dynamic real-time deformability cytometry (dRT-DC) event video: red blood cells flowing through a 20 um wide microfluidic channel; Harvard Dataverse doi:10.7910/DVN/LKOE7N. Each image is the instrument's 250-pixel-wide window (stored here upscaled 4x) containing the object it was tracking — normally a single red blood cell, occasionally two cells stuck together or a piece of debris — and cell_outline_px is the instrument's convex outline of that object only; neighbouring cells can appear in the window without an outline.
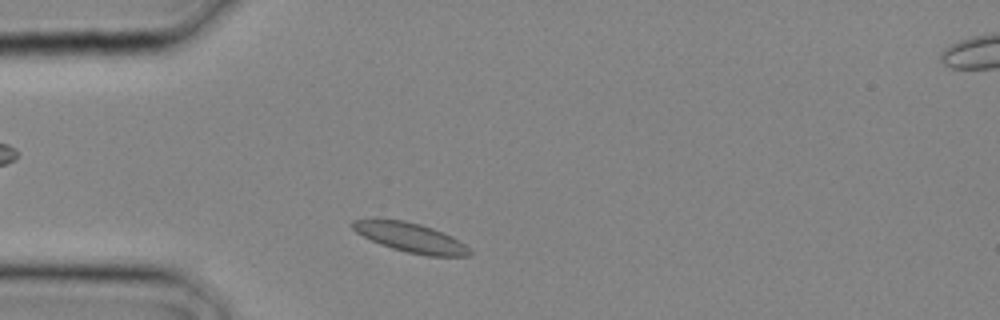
{"species": "common noctule bat (a hibernating species)", "species_latin": "Nyctalus noctula", "temperature_condition": "cold", "stored_images_in_passage": 3, "camera_frame_rate_fps": 3000, "um_per_image_px": 0.085, "animal": {"sex": "male", "body_mass_g": 20.4}, "frame": {"image": 1, "passage_image": 2, "time_ms": 0.333, "image_size_px": [1000, 320], "cell_outline_px": [[472, 256], [428, 256], [408, 252], [392, 248], [380, 244], [356, 232], [348, 224], [352, 220], [404, 220], [420, 224], [432, 228], [452, 236], [464, 244], [472, 252]], "centroid_in_image_um": [34.91, 20.2], "position_along_channel_um": 50.1, "area_um2": 19.77}}